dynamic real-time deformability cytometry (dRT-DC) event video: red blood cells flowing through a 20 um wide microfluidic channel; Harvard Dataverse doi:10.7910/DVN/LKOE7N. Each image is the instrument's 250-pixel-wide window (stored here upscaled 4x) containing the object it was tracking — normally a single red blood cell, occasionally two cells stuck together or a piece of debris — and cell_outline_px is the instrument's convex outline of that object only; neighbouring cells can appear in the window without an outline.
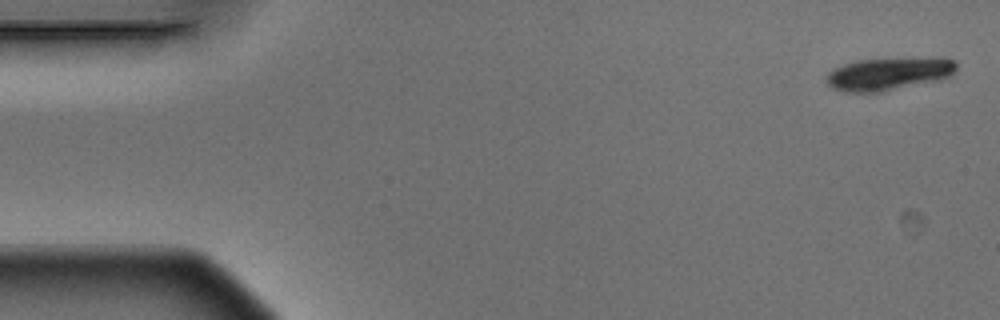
{"species": "Egyptian fruit bat (a non-hibernating species)", "species_latin": "Rousettus aegyptiacus", "temperature_condition": "warm", "stored_images_in_passage": 5, "camera_frame_rate_fps": 3000, "um_per_image_px": 0.085, "animal": {"sex": "male"}, "frame": {"image": 1, "passage_image": 1, "time_ms": 0.0, "image_size_px": [1000, 320], "cell_outline_px": [[956, 68], [952, 76], [940, 80], [884, 92], [844, 92], [832, 88], [828, 84], [828, 72], [832, 68], [856, 60], [936, 56], [944, 56], [956, 60]], "centroid_in_image_um": [75.63, 6.25], "position_along_channel_um": 9.4, "area_um2": 25.61}}
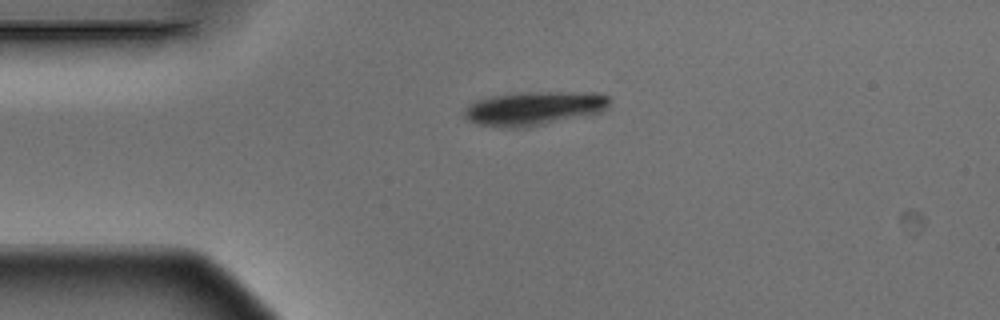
{"frame": {"image": 2, "passage_image": 4, "time_ms": 1.0, "image_size_px": [1000, 320], "cell_outline_px": [[612, 100], [608, 108], [604, 112], [528, 128], [504, 128], [480, 124], [468, 120], [464, 116], [464, 108], [468, 104], [476, 100], [492, 96], [524, 92], [600, 92], [608, 96]], "centroid_in_image_um": [45.47, 9.21], "position_along_channel_um": 39.5, "area_um2": 29.3}}